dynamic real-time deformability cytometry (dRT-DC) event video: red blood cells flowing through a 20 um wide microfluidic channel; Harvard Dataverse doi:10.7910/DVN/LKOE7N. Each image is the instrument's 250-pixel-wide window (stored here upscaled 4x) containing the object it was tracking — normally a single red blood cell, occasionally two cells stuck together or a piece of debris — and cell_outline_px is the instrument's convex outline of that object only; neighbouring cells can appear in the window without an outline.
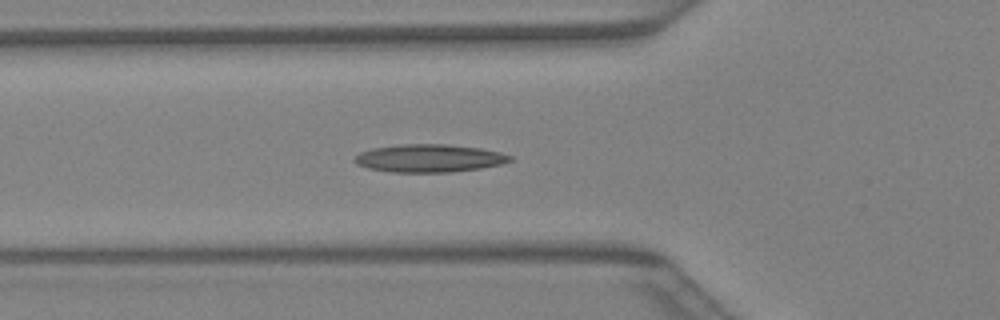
{"species": "Egyptian fruit bat (a non-hibernating species)", "species_latin": "Rousettus aegyptiacus", "temperature_condition": "warm", "stored_images_in_passage": 42, "segment_of_instrument_passage": [1, 2], "camera_frame_rate_fps": 3000, "um_per_image_px": 0.085, "animal": {"sex": "female"}, "frame": {"image": 1, "passage_image": 15, "time_ms": 4.667, "image_size_px": [1000, 320], "cell_outline_px": [[512, 160], [500, 164], [480, 168], [448, 172], [392, 172], [368, 168], [356, 164], [352, 160], [360, 152], [372, 148], [400, 144], [444, 144], [480, 148], [500, 152], [512, 156]], "centroid_in_image_um": [36.45, 13.44], "position_along_channel_um": 89.4, "area_um2": 25.14}}
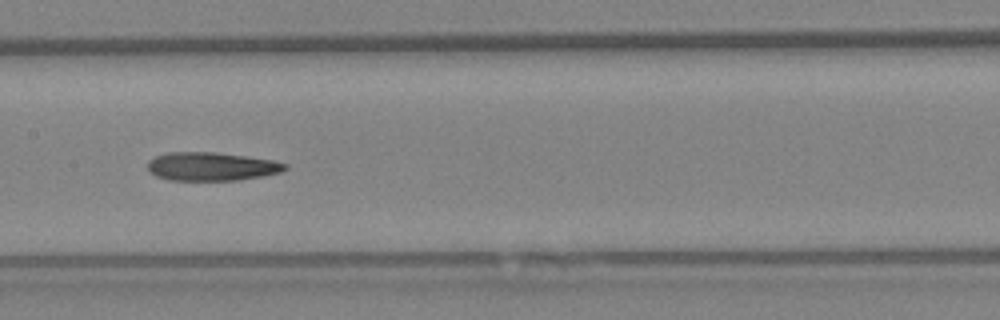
{"frame": {"image": 2, "passage_image": 21, "time_ms": 6.667, "image_size_px": [1000, 320], "cell_outline_px": [[288, 168], [280, 172], [264, 176], [240, 180], [168, 180], [156, 176], [148, 172], [148, 160], [156, 156], [168, 152], [216, 152], [272, 160], [288, 164]], "centroid_in_image_um": [17.96, 14.15], "position_along_channel_um": 189.4, "area_um2": 22.89}}
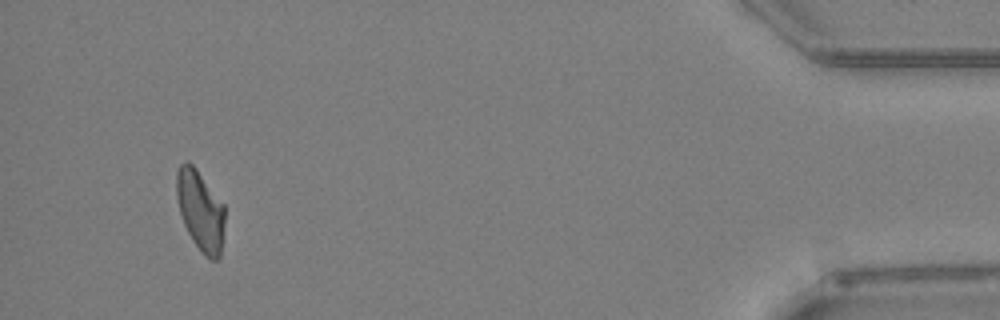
{"frame": {"image": 3, "passage_image": 39, "time_ms": 12.667, "image_size_px": [1000, 320], "cell_outline_px": [[224, 224], [220, 256], [216, 260], [212, 260], [204, 256], [192, 240], [184, 224], [180, 212], [176, 196], [176, 172], [180, 164], [184, 160], [188, 160], [196, 168], [224, 204]], "centroid_in_image_um": [17.02, 17.87], "position_along_channel_um": 418.2, "area_um2": 22.66}}